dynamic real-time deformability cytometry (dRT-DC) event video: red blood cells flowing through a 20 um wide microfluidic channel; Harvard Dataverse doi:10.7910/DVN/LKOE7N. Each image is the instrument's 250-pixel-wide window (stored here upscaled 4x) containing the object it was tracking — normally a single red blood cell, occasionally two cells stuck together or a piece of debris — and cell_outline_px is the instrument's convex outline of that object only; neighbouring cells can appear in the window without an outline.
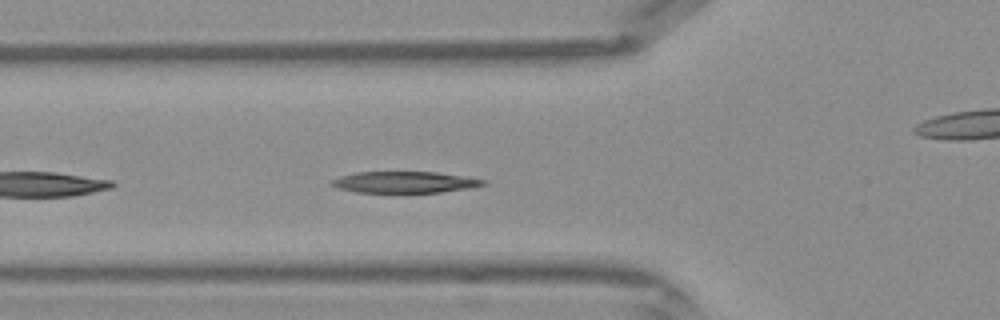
{"species": "Egyptian fruit bat (a non-hibernating species)", "species_latin": "Rousettus aegyptiacus", "temperature_condition": "warm", "stored_images_in_passage": 23, "camera_frame_rate_fps": 3000, "um_per_image_px": 0.085, "frame": {"image": 1, "passage_image": 4, "time_ms": 1.0, "image_size_px": [1000, 320], "cell_outline_px": [[488, 184], [468, 188], [440, 192], [356, 192], [340, 188], [332, 184], [332, 180], [340, 176], [356, 172], [436, 172], [488, 180]], "centroid_in_image_um": [34.44, 15.48], "position_along_channel_um": 91.4, "area_um2": 18.61}}
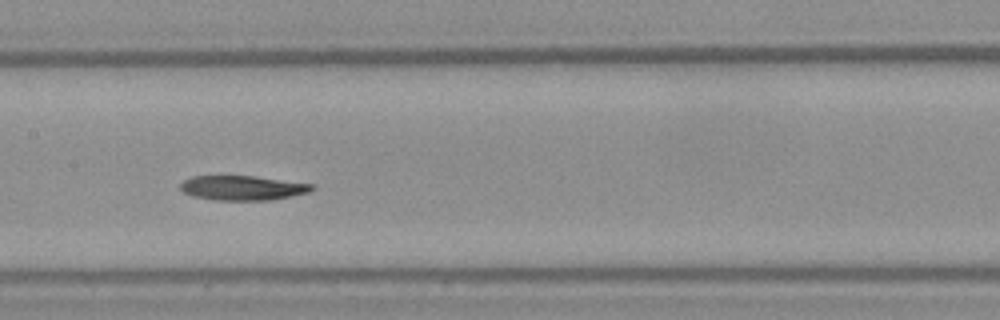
{"frame": {"image": 2, "passage_image": 10, "time_ms": 3.0, "image_size_px": [1000, 320], "cell_outline_px": [[316, 188], [308, 192], [272, 200], [212, 200], [192, 196], [184, 192], [180, 188], [180, 184], [184, 180], [192, 176], [252, 176], [316, 184]], "centroid_in_image_um": [20.63, 15.97], "position_along_channel_um": 186.8, "area_um2": 18.9}}
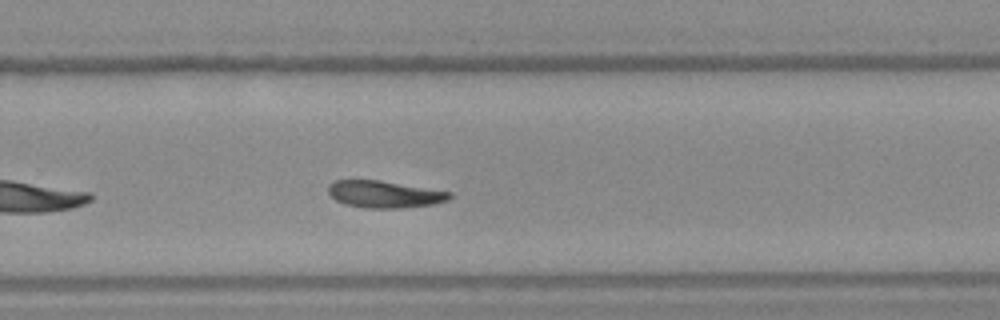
{"frame": {"image": 3, "passage_image": 17, "time_ms": 5.333, "image_size_px": [1000, 320], "cell_outline_px": [[452, 196], [448, 200], [432, 204], [404, 208], [364, 208], [344, 204], [336, 200], [328, 192], [328, 184], [332, 180], [380, 180], [452, 192]], "centroid_in_image_um": [32.66, 16.51], "position_along_channel_um": 297.1, "area_um2": 19.19}}